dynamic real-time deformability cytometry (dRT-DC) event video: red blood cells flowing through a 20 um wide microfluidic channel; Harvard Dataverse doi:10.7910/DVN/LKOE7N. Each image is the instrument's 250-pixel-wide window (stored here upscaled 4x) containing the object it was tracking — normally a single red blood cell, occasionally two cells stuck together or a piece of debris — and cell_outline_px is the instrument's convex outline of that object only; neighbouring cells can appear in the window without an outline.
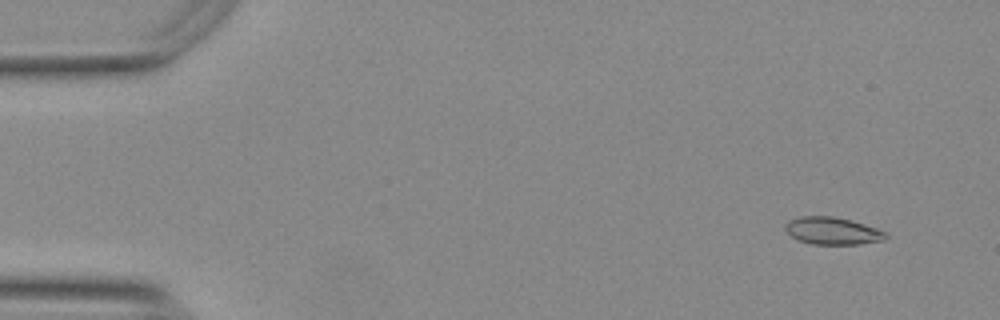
{"species": "Egyptian fruit bat (a non-hibernating species)", "species_latin": "Rousettus aegyptiacus", "temperature_condition": "warm", "stored_images_in_passage": 12, "camera_frame_rate_fps": 3000, "um_per_image_px": 0.085, "animal": {"sex": "female"}, "frame": {"image": 1, "passage_image": 5, "time_ms": 1.333, "image_size_px": [1000, 320], "cell_outline_px": [[888, 236], [884, 240], [860, 244], [812, 244], [796, 240], [784, 228], [784, 224], [788, 220], [800, 216], [832, 216], [852, 220], [876, 228], [884, 232]], "centroid_in_image_um": [70.72, 19.62], "position_along_channel_um": 14.3, "area_um2": 16.07}}